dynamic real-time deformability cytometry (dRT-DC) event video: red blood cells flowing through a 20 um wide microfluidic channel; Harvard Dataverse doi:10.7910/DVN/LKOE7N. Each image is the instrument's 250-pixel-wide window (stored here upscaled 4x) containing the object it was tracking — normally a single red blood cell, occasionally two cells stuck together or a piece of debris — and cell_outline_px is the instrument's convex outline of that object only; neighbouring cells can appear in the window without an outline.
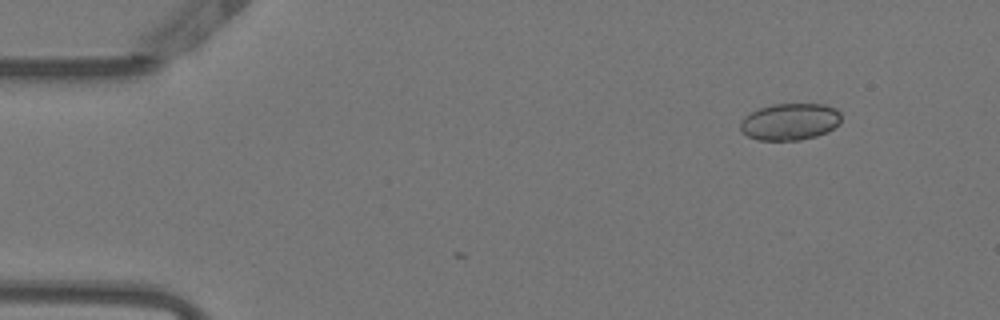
{"species": "Egyptian fruit bat (a non-hibernating species)", "species_latin": "Rousettus aegyptiacus", "temperature_condition": "warm", "stored_images_in_passage": 4, "camera_frame_rate_fps": 3000, "um_per_image_px": 0.085, "animal": {"sex": "female"}, "frame": {"image": 1, "passage_image": 1, "time_ms": 0.0, "image_size_px": [1000, 320], "cell_outline_px": [[840, 124], [828, 132], [816, 136], [800, 140], [756, 140], [740, 132], [740, 120], [744, 116], [760, 108], [772, 104], [824, 104], [836, 108], [840, 112]], "centroid_in_image_um": [67.14, 10.35], "position_along_channel_um": 17.9, "area_um2": 21.91}}